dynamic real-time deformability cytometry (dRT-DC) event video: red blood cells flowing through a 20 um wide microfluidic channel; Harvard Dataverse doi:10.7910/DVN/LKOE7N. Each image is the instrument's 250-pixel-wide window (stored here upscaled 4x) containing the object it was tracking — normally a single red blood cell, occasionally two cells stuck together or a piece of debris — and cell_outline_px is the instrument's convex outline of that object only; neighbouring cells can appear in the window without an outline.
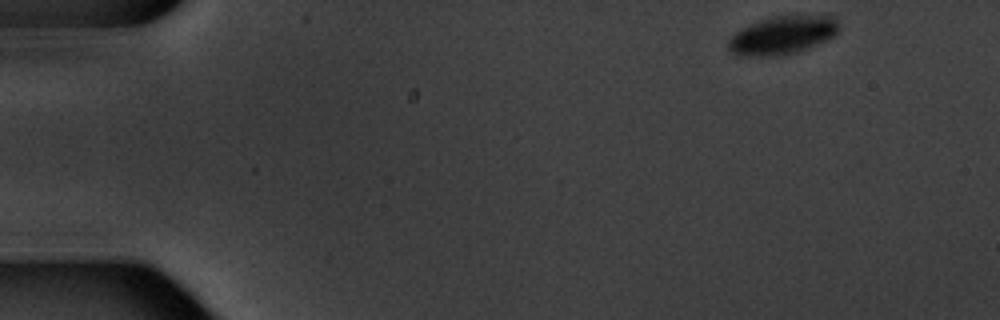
{"species": "common noctule bat (a hibernating species)", "species_latin": "Nyctalus noctula", "temperature_condition": "warm", "stored_images_in_passage": 6, "camera_frame_rate_fps": 3000, "um_per_image_px": 0.085, "animal": {"sex": "male", "body_mass_g": 20.1, "forearm_length_mm": 53.5}, "frame": {"image": 1, "passage_image": 1, "time_ms": 0.0, "image_size_px": [1000, 320], "cell_outline_px": [[840, 28], [836, 36], [828, 40], [808, 48], [796, 52], [780, 56], [736, 56], [728, 48], [728, 40], [736, 32], [752, 24], [776, 16], [832, 16], [840, 24]], "centroid_in_image_um": [66.55, 3.02], "position_along_channel_um": 18.5, "area_um2": 24.45}}
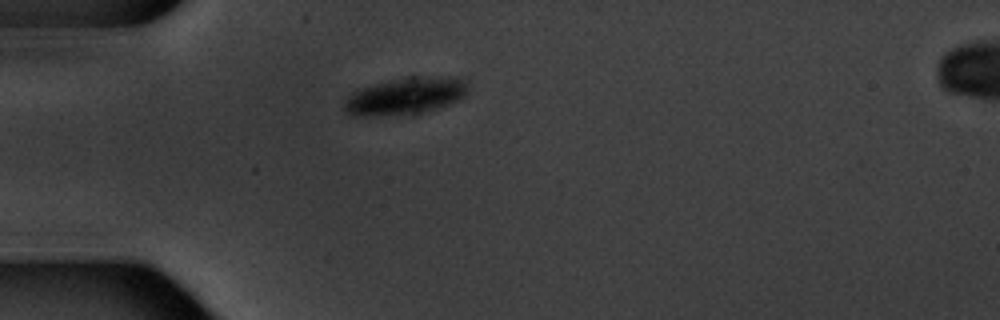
{"frame": {"image": 2, "passage_image": 4, "time_ms": 3.667, "image_size_px": [1000, 320], "cell_outline_px": [[464, 96], [448, 104], [412, 116], [352, 116], [344, 108], [344, 100], [352, 92], [360, 88], [388, 80], [408, 76], [460, 76], [464, 80]], "centroid_in_image_um": [34.41, 8.17], "position_along_channel_um": 50.6, "area_um2": 27.11}}